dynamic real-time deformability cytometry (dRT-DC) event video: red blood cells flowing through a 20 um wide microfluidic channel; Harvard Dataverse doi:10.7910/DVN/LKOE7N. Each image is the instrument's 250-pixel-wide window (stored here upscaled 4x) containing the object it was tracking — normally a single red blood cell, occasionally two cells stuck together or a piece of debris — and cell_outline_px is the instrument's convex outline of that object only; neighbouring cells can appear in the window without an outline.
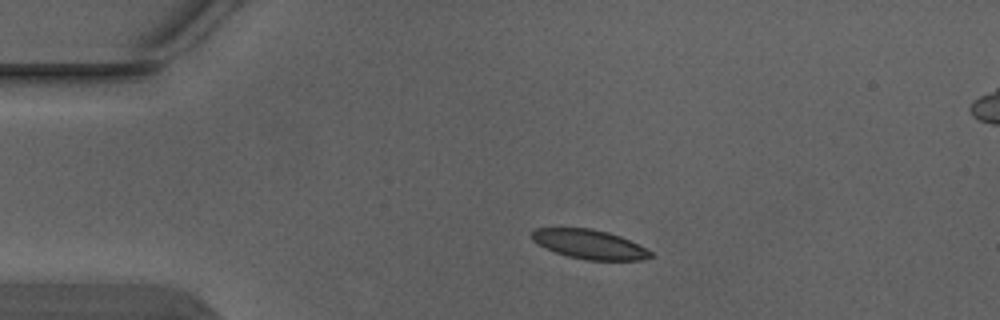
{"species": "Egyptian fruit bat (a non-hibernating species)", "species_latin": "Rousettus aegyptiacus", "temperature_condition": "warm", "stored_images_in_passage": 4, "segment_of_instrument_passage": [1, 2], "camera_frame_rate_fps": 3000, "um_per_image_px": 0.085, "animal": {"sex": "male"}, "frame": {"image": 1, "passage_image": 2, "time_ms": 0.333, "image_size_px": [1000, 320], "cell_outline_px": [[652, 256], [640, 260], [584, 260], [568, 256], [544, 248], [536, 244], [532, 240], [532, 232], [536, 228], [592, 228], [608, 232], [620, 236], [652, 252]], "centroid_in_image_um": [50.05, 20.76], "position_along_channel_um": 34.9, "area_um2": 20.11}}